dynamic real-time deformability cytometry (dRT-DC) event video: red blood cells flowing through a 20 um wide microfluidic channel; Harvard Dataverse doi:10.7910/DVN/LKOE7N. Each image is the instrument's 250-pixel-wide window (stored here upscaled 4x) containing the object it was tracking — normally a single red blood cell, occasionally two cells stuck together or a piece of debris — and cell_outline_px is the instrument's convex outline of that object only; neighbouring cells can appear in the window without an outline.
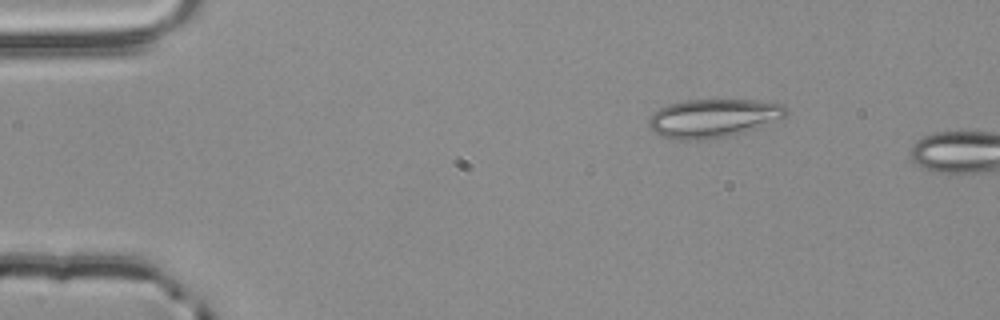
{"species": "common noctule bat (a hibernating species)", "species_latin": "Nyctalus noctula", "temperature_condition": "room temperature", "stored_images_in_passage": 2, "camera_frame_rate_fps": 3000, "um_per_image_px": 0.085, "animal": {"sex": "male", "body_mass_g": 20.4}, "frame": {"image": 1, "passage_image": 1, "time_ms": 0.0, "image_size_px": [1000, 320], "cell_outline_px": [[788, 112], [780, 120], [744, 132], [708, 140], [676, 140], [660, 136], [648, 124], [648, 120], [652, 112], [668, 104], [684, 100], [756, 100], [784, 104]], "centroid_in_image_um": [60.62, 10.05], "position_along_channel_um": 24.4, "area_um2": 31.04}}